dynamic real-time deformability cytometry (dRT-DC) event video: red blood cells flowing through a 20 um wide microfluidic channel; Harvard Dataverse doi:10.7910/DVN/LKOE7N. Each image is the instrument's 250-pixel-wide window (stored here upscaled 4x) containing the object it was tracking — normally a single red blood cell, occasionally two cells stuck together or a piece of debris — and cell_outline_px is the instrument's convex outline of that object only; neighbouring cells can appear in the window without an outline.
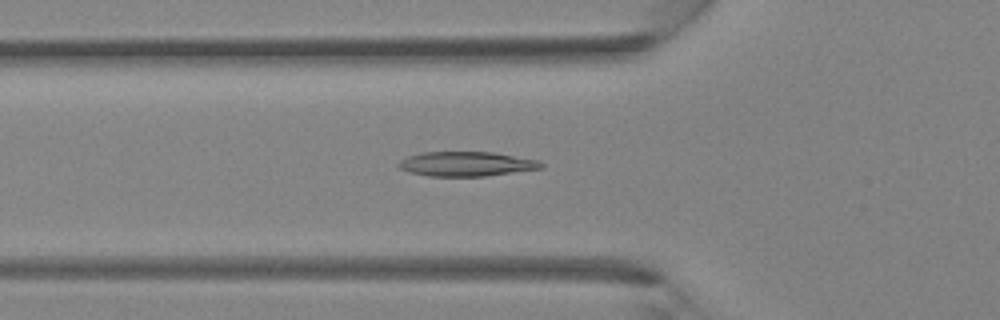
{"species": "Egyptian fruit bat (a non-hibernating species)", "species_latin": "Rousettus aegyptiacus", "temperature_condition": "room temperature", "stored_images_in_passage": 27, "camera_frame_rate_fps": 3000, "um_per_image_px": 0.085, "animal": {"sex": "female"}, "frame": {"image": 1, "passage_image": 3, "time_ms": 0.667, "image_size_px": [1000, 320], "cell_outline_px": [[544, 168], [484, 176], [428, 176], [408, 172], [400, 168], [396, 164], [400, 160], [408, 156], [424, 152], [492, 152], [540, 160], [544, 164]], "centroid_in_image_um": [39.65, 13.93], "position_along_channel_um": 86.2, "area_um2": 20.46}}
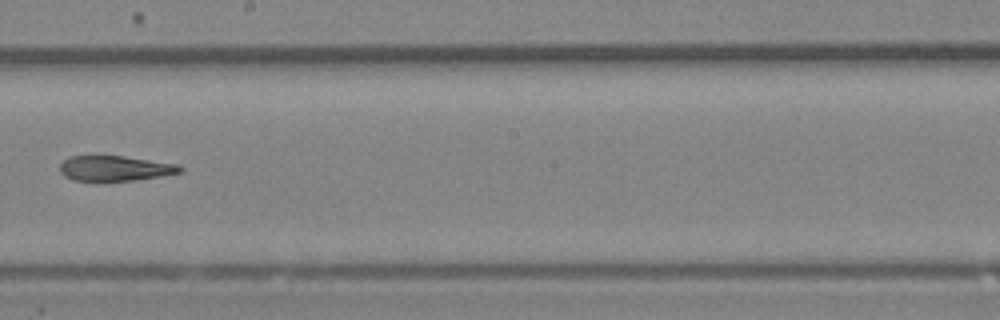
{"frame": {"image": 2, "passage_image": 12, "time_ms": 3.667, "image_size_px": [1000, 320], "cell_outline_px": [[184, 168], [180, 172], [160, 176], [136, 180], [96, 184], [72, 180], [64, 176], [60, 172], [60, 164], [68, 156], [124, 156], [180, 164]], "centroid_in_image_um": [9.73, 14.35], "position_along_channel_um": 238.5, "area_um2": 18.5}}
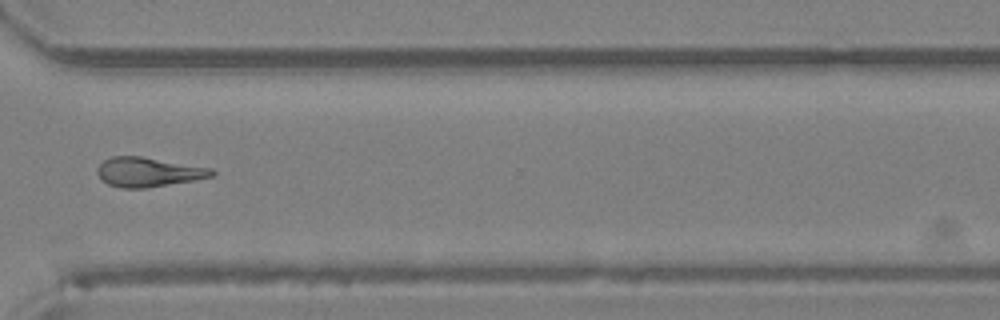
{"frame": {"image": 3, "passage_image": 19, "time_ms": 6.0, "image_size_px": [1000, 320], "cell_outline_px": [[216, 172], [212, 176], [196, 180], [148, 188], [120, 188], [108, 184], [96, 172], [96, 168], [104, 160], [112, 156], [140, 156], [212, 168]], "centroid_in_image_um": [12.62, 14.63], "position_along_channel_um": 358.0, "area_um2": 19.65}}